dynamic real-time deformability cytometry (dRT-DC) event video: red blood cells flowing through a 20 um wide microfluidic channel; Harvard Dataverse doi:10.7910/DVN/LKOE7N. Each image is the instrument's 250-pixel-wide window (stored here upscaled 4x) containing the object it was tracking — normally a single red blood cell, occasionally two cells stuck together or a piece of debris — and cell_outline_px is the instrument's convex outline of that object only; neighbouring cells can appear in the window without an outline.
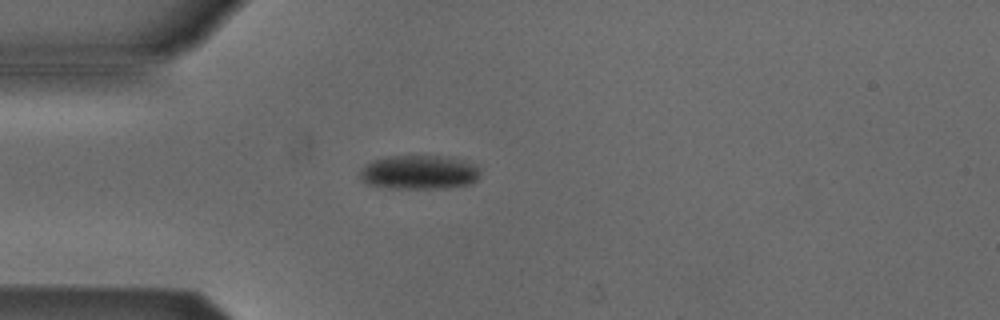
{"species": "Egyptian fruit bat (a non-hibernating species)", "species_latin": "Rousettus aegyptiacus", "temperature_condition": "cold", "stored_images_in_passage": 4, "camera_frame_rate_fps": 3000, "um_per_image_px": 0.085, "animal": {"sex": "male"}, "frame": {"image": 1, "passage_image": 3, "time_ms": 3.333, "image_size_px": [1000, 320], "cell_outline_px": [[480, 176], [472, 184], [448, 188], [388, 188], [368, 184], [360, 176], [360, 172], [368, 164], [376, 160], [392, 156], [440, 156], [480, 164]], "centroid_in_image_um": [35.73, 14.66], "position_along_channel_um": 49.3, "area_um2": 23.76}}